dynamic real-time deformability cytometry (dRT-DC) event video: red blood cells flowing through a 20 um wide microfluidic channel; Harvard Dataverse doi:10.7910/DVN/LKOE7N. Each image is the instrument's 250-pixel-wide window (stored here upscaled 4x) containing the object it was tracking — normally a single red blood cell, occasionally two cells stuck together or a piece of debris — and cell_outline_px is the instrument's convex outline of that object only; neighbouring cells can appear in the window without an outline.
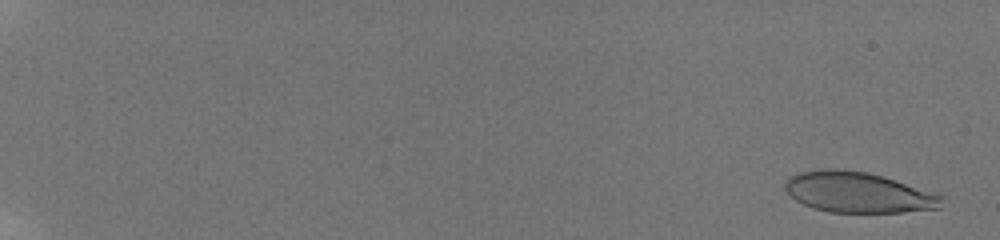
{"species": "human", "species_latin": "Homo sapiens", "temperature_condition": "room temperature", "stored_images_in_passage": 58, "camera_frame_rate_fps": 3000, "um_per_image_px": 0.085, "donor": {"sex": "male"}, "frame": {"image": 1, "passage_image": 3, "time_ms": 0.667, "image_size_px": [1000, 240], "cell_outline_px": [[940, 208], [904, 212], [828, 212], [812, 208], [796, 200], [784, 188], [784, 184], [788, 176], [800, 172], [828, 168], [836, 168], [868, 172], [940, 196]], "centroid_in_image_um": [72.81, 16.35], "position_along_channel_um": 12.2, "area_um2": 36.3}}
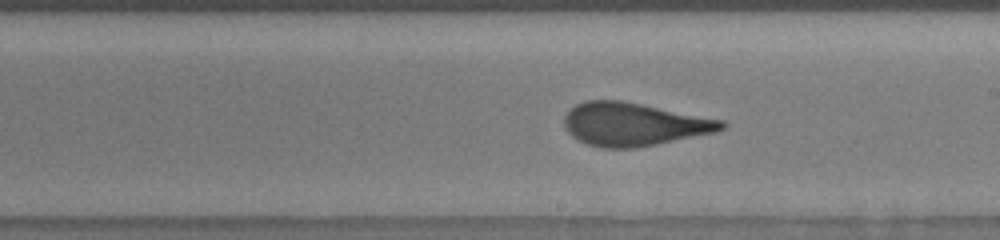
{"frame": {"image": 2, "passage_image": 38, "time_ms": 12.333, "image_size_px": [1000, 240], "cell_outline_px": [[728, 124], [724, 128], [716, 132], [656, 144], [632, 148], [600, 148], [588, 144], [572, 136], [564, 128], [564, 116], [576, 104], [584, 100], [620, 100], [724, 120]], "centroid_in_image_um": [53.86, 10.56], "position_along_channel_um": 235.1, "area_um2": 39.36}}
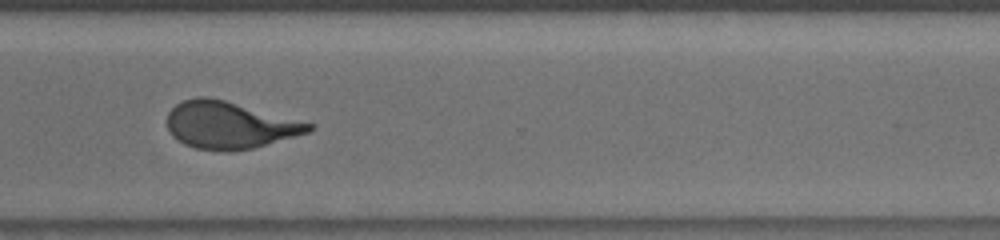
{"frame": {"image": 3, "passage_image": 47, "time_ms": 15.333, "image_size_px": [1000, 240], "cell_outline_px": [[316, 124], [308, 132], [252, 148], [196, 148], [184, 144], [172, 136], [168, 128], [168, 112], [176, 104], [184, 100], [196, 96], [208, 96], [224, 100]], "centroid_in_image_um": [19.49, 10.58], "position_along_channel_um": 351.1, "area_um2": 37.8}, "authors_computed_cell_mechanics": {"area_um2": 38.4081, "velocity_mm_per_s": 3.8821, "shape_relaxation_time_tau1_ms": 5.6219, "shape_relaxation_time_tau2_ms": 0.9606, "deformation_change_tau1": 0.2176, "deformation_change_tau2": 0.091}}